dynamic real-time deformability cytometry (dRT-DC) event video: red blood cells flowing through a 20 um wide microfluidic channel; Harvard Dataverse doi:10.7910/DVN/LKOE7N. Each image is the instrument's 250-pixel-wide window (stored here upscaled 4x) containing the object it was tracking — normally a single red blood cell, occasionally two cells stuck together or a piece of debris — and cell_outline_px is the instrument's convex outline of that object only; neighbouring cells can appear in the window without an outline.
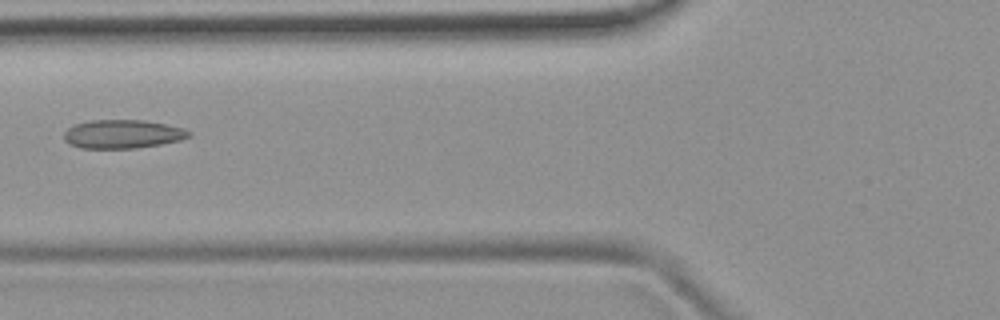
{"species": "common noctule bat (a hibernating species)", "species_latin": "Nyctalus noctula", "temperature_condition": "room temperature", "stored_images_in_passage": 3, "camera_frame_rate_fps": 3000, "um_per_image_px": 0.085, "animal": {"sex": "female", "body_mass_g": 19.9}, "frame": {"image": 1, "passage_image": 2, "time_ms": 1.333, "image_size_px": [1000, 320], "cell_outline_px": [[192, 136], [180, 140], [160, 144], [136, 148], [80, 148], [68, 144], [64, 140], [64, 132], [68, 128], [76, 124], [92, 120], [144, 120], [184, 128], [192, 132]], "centroid_in_image_um": [10.43, 11.4], "position_along_channel_um": 115.4, "area_um2": 20.87}}
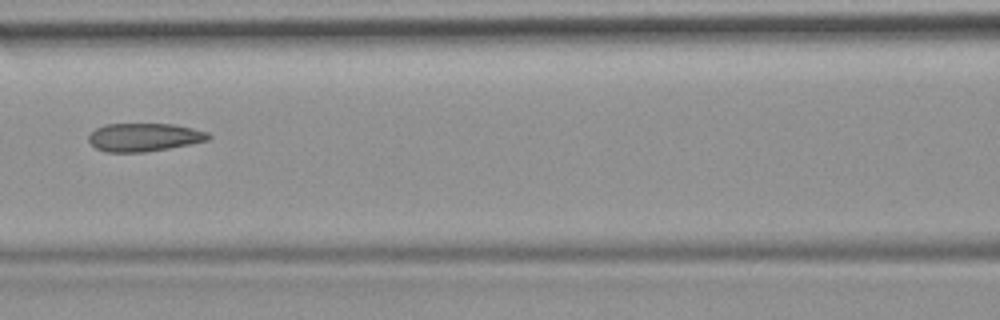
{"frame": {"image": 2, "passage_image": 3, "time_ms": 2.333, "image_size_px": [1000, 320], "cell_outline_px": [[212, 136], [208, 140], [168, 148], [144, 152], [104, 152], [96, 148], [88, 140], [88, 136], [96, 128], [104, 124], [172, 124], [192, 128], [208, 132]], "centroid_in_image_um": [12.23, 11.66], "position_along_channel_um": 154.4, "area_um2": 19.59}}